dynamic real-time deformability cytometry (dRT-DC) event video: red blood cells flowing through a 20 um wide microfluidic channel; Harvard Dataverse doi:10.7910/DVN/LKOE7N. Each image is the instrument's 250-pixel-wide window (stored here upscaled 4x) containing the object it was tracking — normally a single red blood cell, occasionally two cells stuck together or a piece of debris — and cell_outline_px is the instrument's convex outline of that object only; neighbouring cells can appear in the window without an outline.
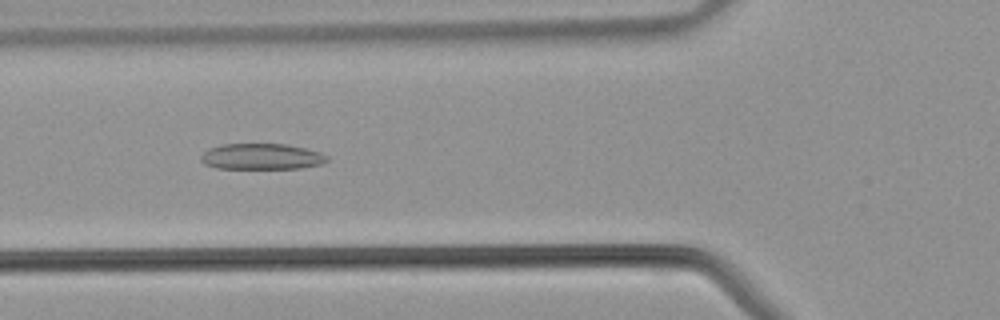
{"species": "common noctule bat (a hibernating species)", "species_latin": "Nyctalus noctula", "temperature_condition": "warm", "stored_images_in_passage": 38, "camera_frame_rate_fps": 3000, "um_per_image_px": 0.085, "animal": {"sex": "male", "body_mass_g": 21.5, "forearm_length_mm": 52.0}, "frame": {"image": 1, "passage_image": 15, "time_ms": 4.667, "image_size_px": [1000, 320], "cell_outline_px": [[328, 160], [320, 164], [300, 168], [216, 168], [204, 164], [200, 160], [200, 156], [208, 148], [224, 144], [288, 144], [308, 148], [320, 152], [328, 156]], "centroid_in_image_um": [22.23, 13.3], "position_along_channel_um": 103.6, "area_um2": 19.13}}
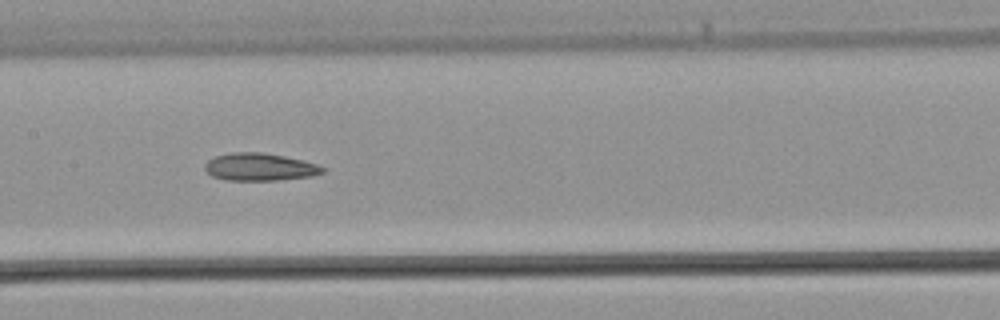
{"frame": {"image": 2, "passage_image": 20, "time_ms": 6.333, "image_size_px": [1000, 320], "cell_outline_px": [[324, 172], [312, 176], [276, 180], [228, 180], [212, 176], [204, 168], [204, 164], [208, 160], [216, 156], [232, 152], [260, 152], [284, 156], [316, 164], [324, 168]], "centroid_in_image_um": [22.05, 14.19], "position_along_channel_um": 185.4, "area_um2": 18.67}}
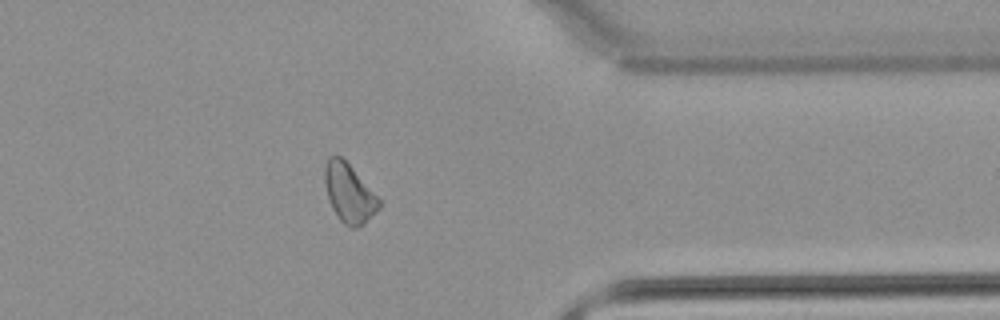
{"frame": {"image": 3, "passage_image": 33, "time_ms": 10.667, "image_size_px": [1000, 320], "cell_outline_px": [[380, 208], [364, 224], [356, 228], [352, 228], [344, 224], [340, 220], [332, 208], [328, 200], [324, 184], [324, 168], [328, 156], [340, 156], [352, 168], [380, 200]], "centroid_in_image_um": [29.64, 16.44], "position_along_channel_um": 381.8, "area_um2": 18.44}}